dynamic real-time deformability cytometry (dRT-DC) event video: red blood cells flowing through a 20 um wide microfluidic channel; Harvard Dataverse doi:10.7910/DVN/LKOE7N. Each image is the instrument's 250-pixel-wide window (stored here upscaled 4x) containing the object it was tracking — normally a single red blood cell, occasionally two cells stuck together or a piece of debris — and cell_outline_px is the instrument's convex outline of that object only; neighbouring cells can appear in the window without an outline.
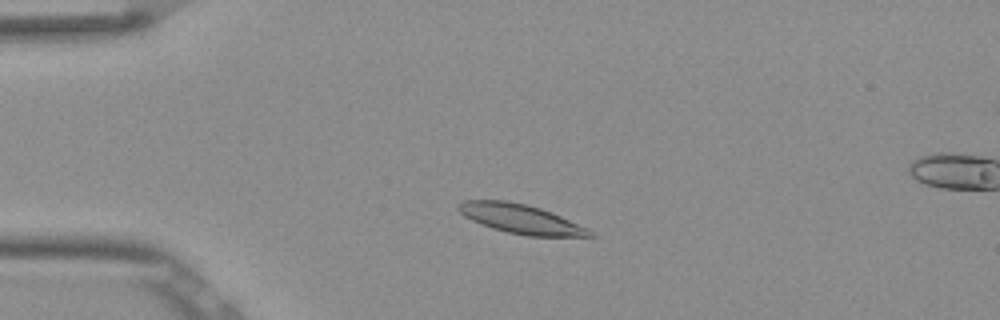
{"species": "Egyptian fruit bat (a non-hibernating species)", "species_latin": "Rousettus aegyptiacus", "temperature_condition": "room temperature", "stored_images_in_passage": 45, "camera_frame_rate_fps": 3000, "um_per_image_px": 0.085, "frame": {"image": 1, "passage_image": 4, "time_ms": 1.0, "image_size_px": [1000, 320], "cell_outline_px": [[596, 236], [528, 236], [508, 232], [492, 228], [480, 224], [464, 216], [456, 208], [456, 204], [464, 200], [508, 200], [540, 208], [552, 212], [588, 228]], "centroid_in_image_um": [44.23, 18.59], "position_along_channel_um": 40.8, "area_um2": 22.37}}
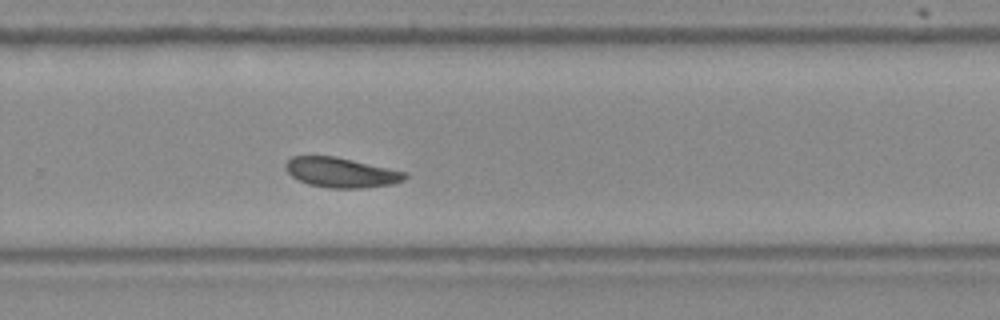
{"frame": {"image": 2, "passage_image": 27, "time_ms": 8.667, "image_size_px": [1000, 320], "cell_outline_px": [[408, 176], [404, 180], [392, 184], [360, 188], [332, 188], [308, 184], [292, 176], [284, 168], [284, 164], [292, 156], [336, 156], [408, 172]], "centroid_in_image_um": [29.01, 14.65], "position_along_channel_um": 300.8, "area_um2": 20.81}}
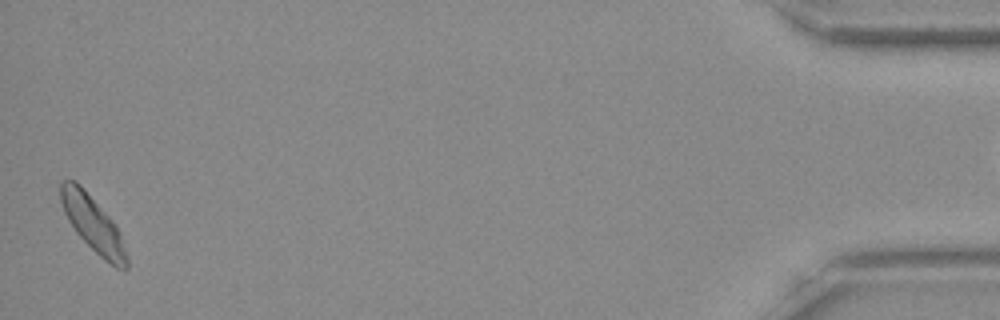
{"frame": {"image": 3, "passage_image": 44, "time_ms": 14.333, "image_size_px": [1000, 320], "cell_outline_px": [[128, 272], [124, 272], [116, 268], [104, 260], [76, 232], [68, 220], [64, 212], [60, 200], [60, 184], [64, 180], [76, 180], [80, 184], [116, 224], [128, 256]], "centroid_in_image_um": [7.93, 19.07], "position_along_channel_um": 427.3, "area_um2": 21.39}}